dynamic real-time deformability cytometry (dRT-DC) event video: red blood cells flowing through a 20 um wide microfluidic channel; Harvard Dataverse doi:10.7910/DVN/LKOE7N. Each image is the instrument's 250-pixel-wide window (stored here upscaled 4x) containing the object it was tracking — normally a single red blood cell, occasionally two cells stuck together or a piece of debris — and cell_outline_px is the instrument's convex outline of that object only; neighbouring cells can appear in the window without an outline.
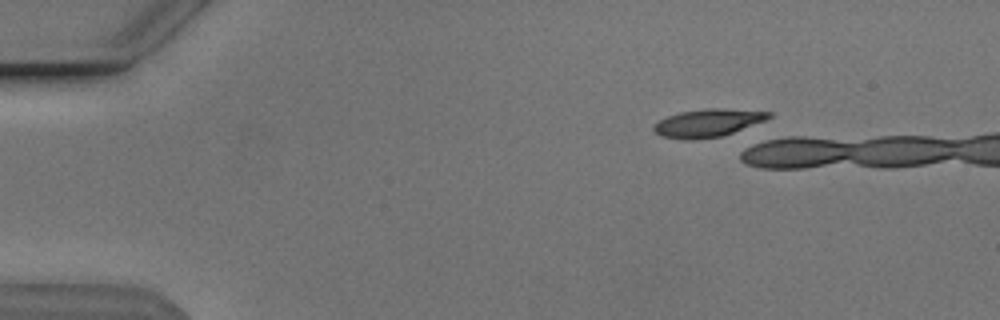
{"species": "Egyptian fruit bat (a non-hibernating species)", "species_latin": "Rousettus aegyptiacus", "temperature_condition": "cold", "stored_images_in_passage": 5, "camera_frame_rate_fps": 3000, "um_per_image_px": 0.085, "animal": {"sex": "male"}, "frame": {"image": 1, "passage_image": 1, "time_ms": 0.0, "image_size_px": [1000, 320], "cell_outline_px": [[772, 116], [764, 120], [732, 132], [720, 136], [692, 140], [684, 140], [660, 136], [652, 128], [660, 120], [668, 116], [680, 112], [704, 108], [724, 108], [772, 112]], "centroid_in_image_um": [60.14, 10.44], "position_along_channel_um": 24.9, "area_um2": 18.44}}